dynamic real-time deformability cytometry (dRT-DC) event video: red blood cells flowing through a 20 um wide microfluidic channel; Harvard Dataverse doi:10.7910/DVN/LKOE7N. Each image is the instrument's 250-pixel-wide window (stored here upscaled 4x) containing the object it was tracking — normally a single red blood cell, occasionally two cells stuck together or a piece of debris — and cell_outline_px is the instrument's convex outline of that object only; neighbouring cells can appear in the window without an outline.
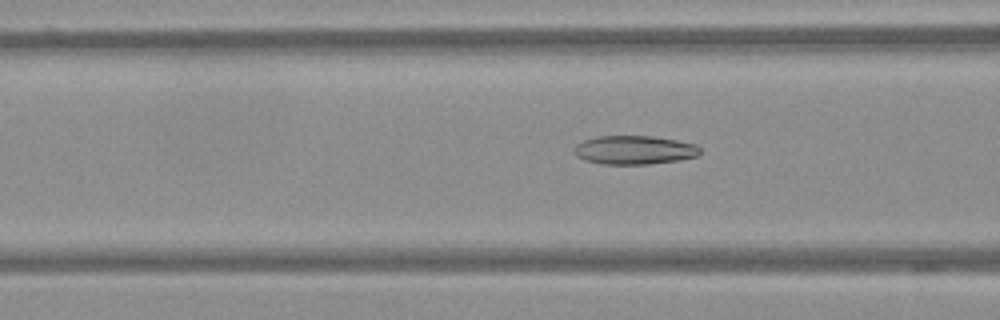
{"species": "Egyptian fruit bat (a non-hibernating species)", "species_latin": "Rousettus aegyptiacus", "temperature_condition": "warm", "stored_images_in_passage": 49, "camera_frame_rate_fps": 3000, "um_per_image_px": 0.085, "frame": {"image": 1, "passage_image": 14, "time_ms": 4.333, "image_size_px": [1000, 320], "cell_outline_px": [[700, 152], [696, 156], [680, 160], [648, 164], [600, 164], [584, 160], [576, 156], [572, 152], [572, 148], [576, 144], [584, 140], [600, 136], [652, 136], [676, 140], [696, 144], [700, 148]], "centroid_in_image_um": [53.87, 12.75], "position_along_channel_um": 112.7, "area_um2": 21.21}}
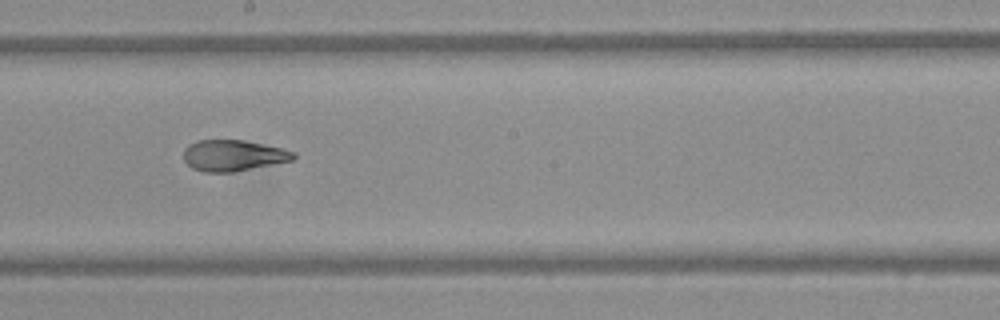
{"frame": {"image": 2, "passage_image": 24, "time_ms": 7.667, "image_size_px": [1000, 320], "cell_outline_px": [[296, 156], [292, 160], [232, 172], [204, 172], [192, 168], [184, 160], [184, 148], [188, 144], [196, 140], [244, 140], [280, 148], [296, 152]], "centroid_in_image_um": [19.78, 13.21], "position_along_channel_um": 228.4, "area_um2": 19.77}}
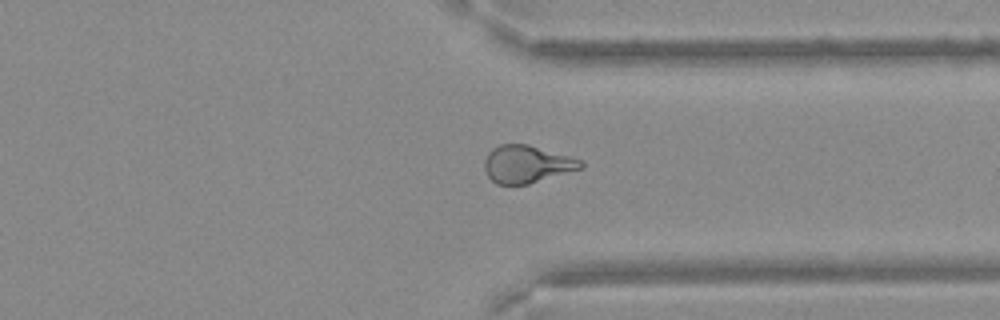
{"frame": {"image": 3, "passage_image": 36, "time_ms": 11.667, "image_size_px": [1000, 320], "cell_outline_px": [[584, 168], [528, 184], [496, 184], [488, 176], [484, 168], [484, 160], [488, 152], [492, 148], [500, 144], [528, 144], [568, 156], [580, 160], [584, 164]], "centroid_in_image_um": [44.76, 13.95], "position_along_channel_um": 366.6, "area_um2": 20.98}}